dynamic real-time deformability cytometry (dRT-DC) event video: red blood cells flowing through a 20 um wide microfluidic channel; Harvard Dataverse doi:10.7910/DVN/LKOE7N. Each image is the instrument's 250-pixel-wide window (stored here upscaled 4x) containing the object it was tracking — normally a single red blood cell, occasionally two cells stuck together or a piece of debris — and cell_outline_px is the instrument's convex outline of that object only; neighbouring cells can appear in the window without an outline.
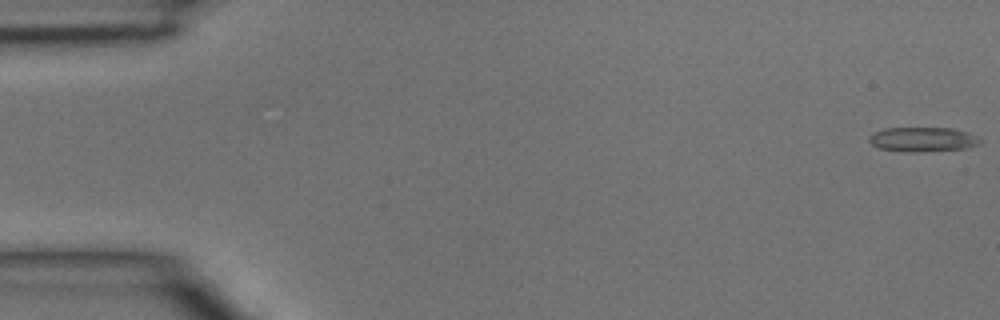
{"species": "common noctule bat (a hibernating species)", "species_latin": "Nyctalus noctula", "temperature_condition": "room temperature", "stored_images_in_passage": 4, "camera_frame_rate_fps": 3000, "um_per_image_px": 0.085, "animal": {"sex": "male", "body_mass_g": 15.6}, "frame": {"image": 1, "passage_image": 1, "time_ms": 0.0, "image_size_px": [1000, 320], "cell_outline_px": [[980, 144], [968, 148], [912, 152], [908, 152], [880, 148], [872, 144], [868, 140], [876, 132], [884, 128], [952, 128], [968, 132], [980, 136]], "centroid_in_image_um": [78.51, 11.84], "position_along_channel_um": 6.5, "area_um2": 15.72}}
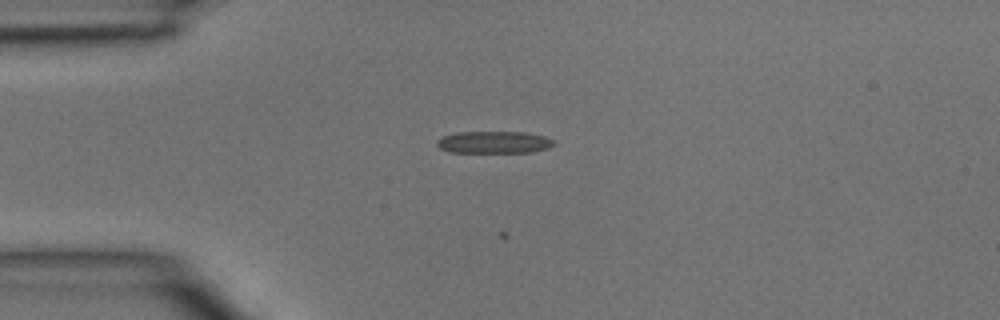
{"frame": {"image": 2, "passage_image": 4, "time_ms": 1.0, "image_size_px": [1000, 320], "cell_outline_px": [[556, 144], [548, 148], [532, 152], [452, 152], [440, 148], [436, 144], [436, 140], [440, 136], [456, 132], [524, 132], [544, 136], [556, 140]], "centroid_in_image_um": [41.99, 12.08], "position_along_channel_um": 43.0, "area_um2": 15.2}}